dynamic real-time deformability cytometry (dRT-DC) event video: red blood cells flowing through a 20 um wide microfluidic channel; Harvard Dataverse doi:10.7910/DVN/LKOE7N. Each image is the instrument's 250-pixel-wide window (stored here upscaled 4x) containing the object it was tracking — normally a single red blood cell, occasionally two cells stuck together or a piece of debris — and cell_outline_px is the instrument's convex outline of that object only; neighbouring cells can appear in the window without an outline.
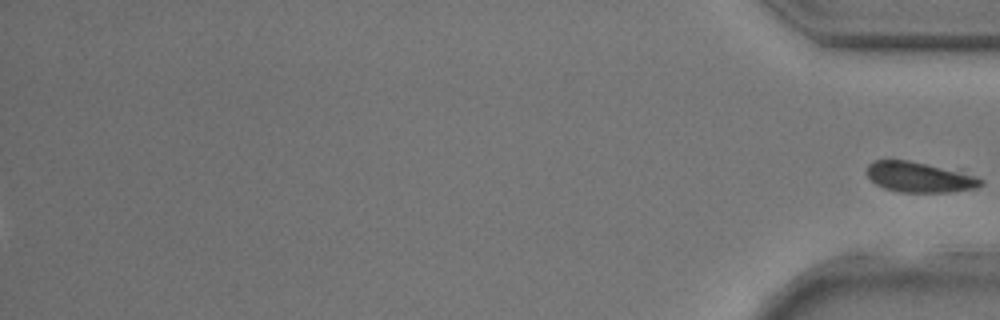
{"species": "common noctule bat (a hibernating species)", "species_latin": "Nyctalus noctula", "temperature_condition": "room temperature", "stored_images_in_passage": 40, "segment_of_instrument_passage": [2, 2], "camera_frame_rate_fps": 3000, "um_per_image_px": 0.085, "animal": {"sex": "male", "body_mass_g": 17.9, "forearm_length_mm": 54.2}, "frame": {"image": 1, "passage_image": 40, "time_ms": 13.0, "image_size_px": [1000, 320], "cell_outline_px": [[984, 184], [976, 188], [952, 192], [900, 192], [884, 188], [876, 184], [864, 172], [868, 164], [872, 160], [908, 160], [964, 168], [984, 180]], "centroid_in_image_um": [78.27, 15.02], "position_along_channel_um": 356.9, "area_um2": 21.33}}